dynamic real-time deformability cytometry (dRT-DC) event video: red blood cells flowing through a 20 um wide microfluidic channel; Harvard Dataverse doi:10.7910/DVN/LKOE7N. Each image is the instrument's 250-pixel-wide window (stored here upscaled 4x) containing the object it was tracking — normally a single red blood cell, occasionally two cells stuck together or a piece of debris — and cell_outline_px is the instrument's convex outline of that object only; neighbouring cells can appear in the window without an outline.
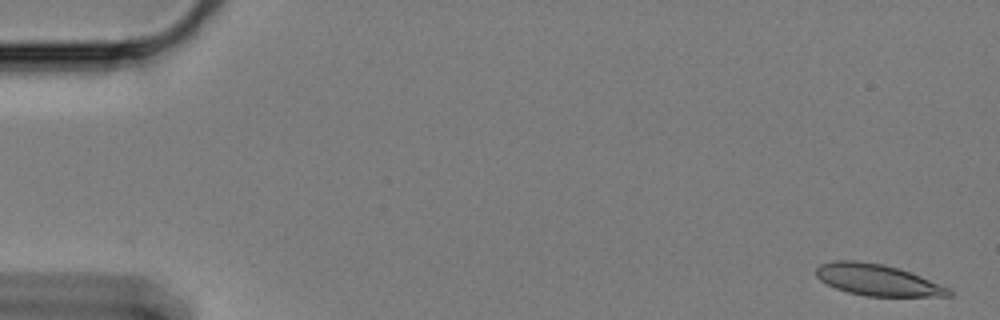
{"species": "Egyptian fruit bat (a non-hibernating species)", "species_latin": "Rousettus aegyptiacus", "temperature_condition": "cold", "stored_images_in_passage": 62, "segment_of_instrument_passage": [1, 2], "camera_frame_rate_fps": 3000, "um_per_image_px": 0.085, "animal": {"sex": "female"}, "frame": {"image": 1, "passage_image": 2, "time_ms": 0.333, "image_size_px": [1000, 320], "cell_outline_px": [[952, 296], [864, 296], [848, 292], [836, 288], [820, 280], [816, 276], [816, 268], [820, 264], [832, 260], [856, 260], [884, 264], [900, 268], [940, 284], [948, 288], [952, 292]], "centroid_in_image_um": [74.55, 23.78], "position_along_channel_um": 10.4, "area_um2": 24.28}}
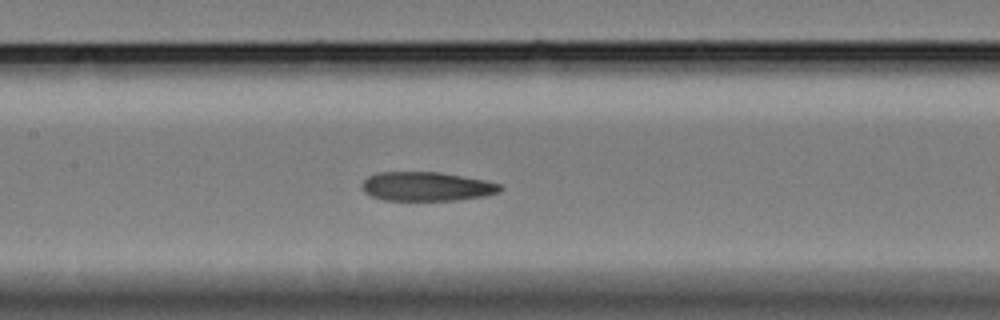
{"frame": {"image": 2, "passage_image": 29, "time_ms": 9.333, "image_size_px": [1000, 320], "cell_outline_px": [[504, 188], [500, 192], [484, 196], [456, 200], [384, 200], [372, 196], [364, 192], [360, 184], [368, 176], [380, 172], [440, 172], [484, 180], [500, 184]], "centroid_in_image_um": [36.26, 15.85], "position_along_channel_um": 171.1, "area_um2": 23.41}}
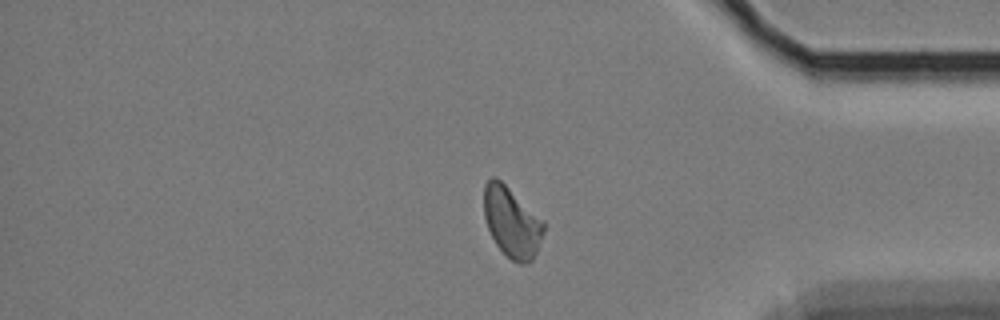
{"frame": {"image": 3, "passage_image": 51, "time_ms": 16.667, "image_size_px": [1000, 320], "cell_outline_px": [[544, 232], [536, 252], [532, 260], [528, 264], [520, 264], [512, 260], [496, 244], [488, 228], [484, 216], [484, 184], [492, 176], [496, 176], [544, 220]], "centroid_in_image_um": [43.5, 18.87], "position_along_channel_um": 391.7, "area_um2": 24.39}}